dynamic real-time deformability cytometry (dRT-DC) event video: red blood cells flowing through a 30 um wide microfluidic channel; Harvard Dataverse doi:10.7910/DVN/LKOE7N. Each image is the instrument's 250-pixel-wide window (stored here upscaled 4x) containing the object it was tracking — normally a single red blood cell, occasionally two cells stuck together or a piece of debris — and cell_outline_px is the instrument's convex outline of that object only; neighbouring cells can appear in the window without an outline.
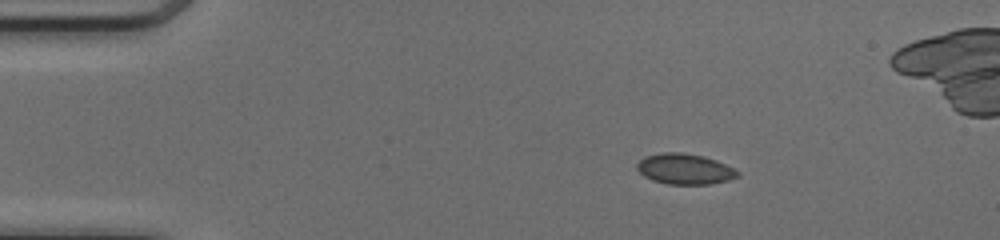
{"species": "common noctule bat (a hibernating species)", "species_latin": "Nyctalus noctula", "temperature_condition": "cold", "stored_images_in_passage": 43, "camera_frame_rate_fps": 3000, "um_per_image_px": 0.085, "animal": {"sex": "female", "body_mass_g": 17.0, "forearm_length_mm": 48.0}, "frame": {"image": 1, "passage_image": 1, "time_ms": 0.0, "image_size_px": [1000, 240], "cell_outline_px": [[740, 176], [728, 180], [708, 184], [668, 184], [652, 180], [644, 176], [636, 168], [636, 164], [644, 156], [660, 152], [680, 152], [704, 156], [716, 160], [740, 172]], "centroid_in_image_um": [58.18, 14.35], "position_along_channel_um": 26.8, "area_um2": 17.98}}
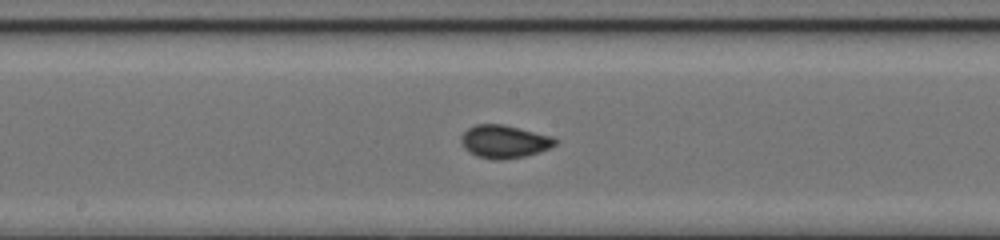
{"frame": {"image": 2, "passage_image": 19, "time_ms": 6.0, "image_size_px": [1000, 240], "cell_outline_px": [[560, 140], [552, 148], [524, 156], [504, 160], [492, 160], [476, 156], [468, 152], [460, 144], [460, 136], [468, 128], [476, 124], [504, 124], [552, 136]], "centroid_in_image_um": [42.86, 12.04], "position_along_channel_um": 205.3, "area_um2": 18.44}}
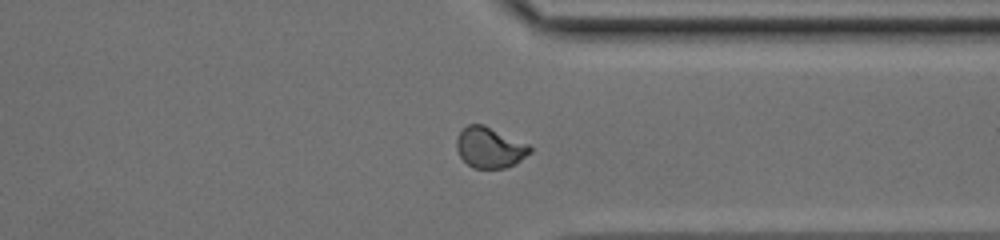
{"frame": {"image": 3, "passage_image": 31, "time_ms": 10.0, "image_size_px": [1000, 240], "cell_outline_px": [[532, 152], [516, 164], [504, 168], [472, 168], [460, 156], [456, 148], [456, 136], [468, 124], [484, 124], [528, 144], [532, 148]], "centroid_in_image_um": [41.63, 12.54], "position_along_channel_um": 369.8, "area_um2": 17.51}, "authors_computed_cell_mechanics": {"area_um2": 17.5134, "velocity_mm_per_s": 4.1425, "shape_relaxation_time_tau1_ms": 6.2699, "shape_relaxation_time_tau2_ms": null, "deformation_change_tau1": 0.1202, "deformation_change_tau2": null}}